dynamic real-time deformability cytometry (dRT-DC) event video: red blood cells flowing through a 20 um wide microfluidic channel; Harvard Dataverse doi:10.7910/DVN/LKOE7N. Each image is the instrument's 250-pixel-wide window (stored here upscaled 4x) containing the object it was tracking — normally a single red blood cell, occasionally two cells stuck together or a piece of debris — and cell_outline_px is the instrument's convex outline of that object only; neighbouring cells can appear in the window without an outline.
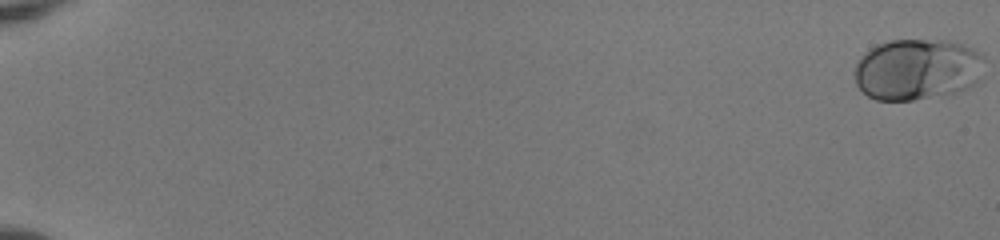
{"species": "human", "species_latin": "Homo sapiens", "temperature_condition": "room temperature", "stored_images_in_passage": 54, "camera_frame_rate_fps": 3000, "um_per_image_px": 0.085, "donor": {"sex": "female"}, "frame": {"image": 1, "passage_image": 1, "time_ms": 0.0, "image_size_px": [1000, 240], "cell_outline_px": [[984, 56], [980, 80], [968, 88], [956, 92], [912, 100], [876, 100], [868, 96], [856, 84], [856, 64], [860, 56], [868, 48], [876, 44], [888, 40], [948, 40], [964, 44], [972, 48]], "centroid_in_image_um": [77.97, 5.88], "position_along_channel_um": 7.0, "area_um2": 46.64}}
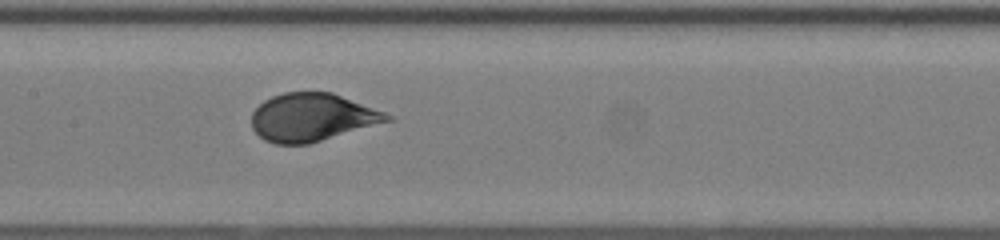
{"frame": {"image": 2, "passage_image": 30, "time_ms": 9.667, "image_size_px": [1000, 240], "cell_outline_px": [[396, 120], [308, 144], [276, 144], [264, 140], [252, 128], [252, 112], [264, 100], [272, 96], [284, 92], [332, 92], [384, 112], [392, 116]], "centroid_in_image_um": [26.55, 9.98], "position_along_channel_um": 180.9, "area_um2": 37.92}}
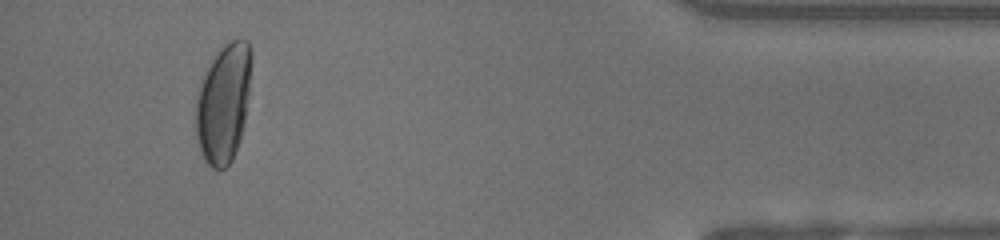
{"frame": {"image": 3, "passage_image": 51, "time_ms": 16.667, "image_size_px": [1000, 240], "cell_outline_px": [[252, 60], [244, 128], [240, 140], [232, 160], [224, 168], [212, 168], [204, 160], [196, 136], [196, 100], [200, 80], [212, 60], [220, 48], [228, 40], [248, 40], [252, 48]], "centroid_in_image_um": [19.01, 8.74], "position_along_channel_um": 416.2, "area_um2": 38.67}, "authors_computed_cell_mechanics": {"area_um2": 39.3618, "velocity_mm_per_s": 4.0226, "shape_relaxation_time_tau1_ms": 4.2394, "shape_relaxation_time_tau2_ms": null, "deformation_change_tau1": 0.1776, "deformation_change_tau2": null}}